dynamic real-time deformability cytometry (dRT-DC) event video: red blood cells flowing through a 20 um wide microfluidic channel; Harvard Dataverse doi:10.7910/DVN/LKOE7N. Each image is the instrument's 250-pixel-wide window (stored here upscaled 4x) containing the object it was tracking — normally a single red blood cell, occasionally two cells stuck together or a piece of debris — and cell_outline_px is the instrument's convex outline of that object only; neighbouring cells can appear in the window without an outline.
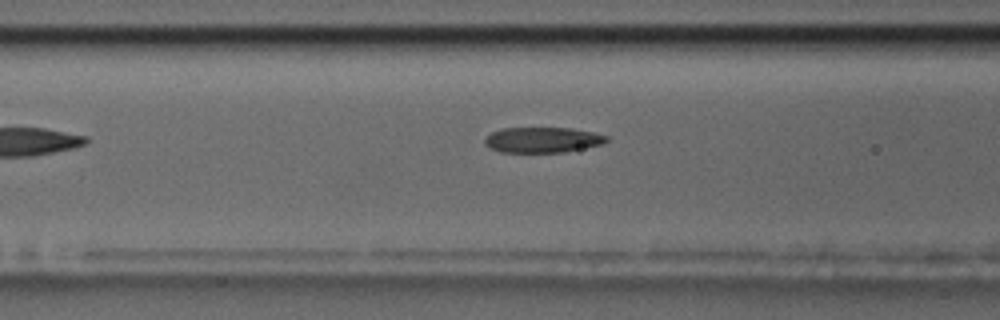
{"species": "common noctule bat (a hibernating species)", "species_latin": "Nyctalus noctula", "temperature_condition": "room temperature", "stored_images_in_passage": 11, "camera_frame_rate_fps": 3000, "um_per_image_px": 0.085, "animal": {"sex": "male", "body_mass_g": 17.5, "forearm_length_mm": 52.3}, "frame": {"image": 1, "passage_image": 5, "time_ms": 1.333, "image_size_px": [1000, 320], "cell_outline_px": [[608, 140], [600, 144], [564, 152], [500, 152], [484, 144], [484, 140], [492, 132], [504, 128], [572, 128], [592, 132], [608, 136]], "centroid_in_image_um": [46.1, 11.88], "position_along_channel_um": 120.5, "area_um2": 17.8}}
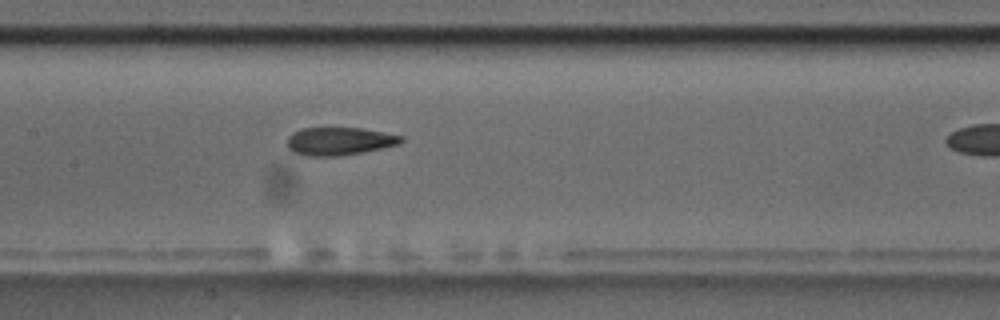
{"frame": {"image": 2, "passage_image": 10, "time_ms": 3.0, "image_size_px": [1000, 320], "cell_outline_px": [[404, 140], [400, 144], [364, 152], [340, 156], [304, 156], [292, 152], [288, 148], [288, 136], [292, 132], [304, 128], [360, 128], [384, 132], [404, 136]], "centroid_in_image_um": [28.85, 12.01], "position_along_channel_um": 178.6, "area_um2": 18.73}}